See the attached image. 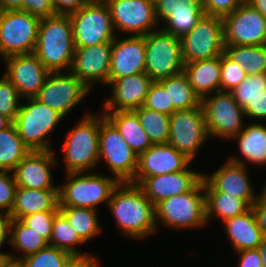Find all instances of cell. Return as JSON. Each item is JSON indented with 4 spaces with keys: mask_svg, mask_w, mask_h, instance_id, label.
<instances>
[{
    "mask_svg": "<svg viewBox=\"0 0 266 267\" xmlns=\"http://www.w3.org/2000/svg\"><path fill=\"white\" fill-rule=\"evenodd\" d=\"M108 207L120 232L129 238L144 239L158 230L155 205L137 184L119 182L111 193Z\"/></svg>",
    "mask_w": 266,
    "mask_h": 267,
    "instance_id": "6da1fadb",
    "label": "cell"
},
{
    "mask_svg": "<svg viewBox=\"0 0 266 267\" xmlns=\"http://www.w3.org/2000/svg\"><path fill=\"white\" fill-rule=\"evenodd\" d=\"M75 52L69 14L41 18L34 54L49 72L70 71Z\"/></svg>",
    "mask_w": 266,
    "mask_h": 267,
    "instance_id": "7a4b0ae2",
    "label": "cell"
},
{
    "mask_svg": "<svg viewBox=\"0 0 266 267\" xmlns=\"http://www.w3.org/2000/svg\"><path fill=\"white\" fill-rule=\"evenodd\" d=\"M155 222L174 229L207 227L203 178L188 192L161 200L155 205Z\"/></svg>",
    "mask_w": 266,
    "mask_h": 267,
    "instance_id": "3957f363",
    "label": "cell"
},
{
    "mask_svg": "<svg viewBox=\"0 0 266 267\" xmlns=\"http://www.w3.org/2000/svg\"><path fill=\"white\" fill-rule=\"evenodd\" d=\"M99 116L87 112L66 134L61 150L64 152L66 173L88 172L99 164Z\"/></svg>",
    "mask_w": 266,
    "mask_h": 267,
    "instance_id": "277c9868",
    "label": "cell"
},
{
    "mask_svg": "<svg viewBox=\"0 0 266 267\" xmlns=\"http://www.w3.org/2000/svg\"><path fill=\"white\" fill-rule=\"evenodd\" d=\"M66 176V183L58 186L59 206L97 210L100 203L108 205L113 189L119 184L115 177L97 173L71 172Z\"/></svg>",
    "mask_w": 266,
    "mask_h": 267,
    "instance_id": "5b68a950",
    "label": "cell"
},
{
    "mask_svg": "<svg viewBox=\"0 0 266 267\" xmlns=\"http://www.w3.org/2000/svg\"><path fill=\"white\" fill-rule=\"evenodd\" d=\"M25 99L14 120L19 136L30 151L54 150L47 137L64 116L35 97Z\"/></svg>",
    "mask_w": 266,
    "mask_h": 267,
    "instance_id": "8992f818",
    "label": "cell"
},
{
    "mask_svg": "<svg viewBox=\"0 0 266 267\" xmlns=\"http://www.w3.org/2000/svg\"><path fill=\"white\" fill-rule=\"evenodd\" d=\"M181 40L163 29L145 35V73L159 81L183 72Z\"/></svg>",
    "mask_w": 266,
    "mask_h": 267,
    "instance_id": "52a82bcc",
    "label": "cell"
},
{
    "mask_svg": "<svg viewBox=\"0 0 266 267\" xmlns=\"http://www.w3.org/2000/svg\"><path fill=\"white\" fill-rule=\"evenodd\" d=\"M41 18L26 11H0V55L34 53Z\"/></svg>",
    "mask_w": 266,
    "mask_h": 267,
    "instance_id": "ba28073f",
    "label": "cell"
},
{
    "mask_svg": "<svg viewBox=\"0 0 266 267\" xmlns=\"http://www.w3.org/2000/svg\"><path fill=\"white\" fill-rule=\"evenodd\" d=\"M206 128L211 138L232 139L246 126V114L231 92L218 91L201 99Z\"/></svg>",
    "mask_w": 266,
    "mask_h": 267,
    "instance_id": "9c48e42d",
    "label": "cell"
},
{
    "mask_svg": "<svg viewBox=\"0 0 266 267\" xmlns=\"http://www.w3.org/2000/svg\"><path fill=\"white\" fill-rule=\"evenodd\" d=\"M100 115L99 163H107L119 182H131L138 169V155L129 147L115 126ZM104 159V160H102Z\"/></svg>",
    "mask_w": 266,
    "mask_h": 267,
    "instance_id": "30bf717a",
    "label": "cell"
},
{
    "mask_svg": "<svg viewBox=\"0 0 266 267\" xmlns=\"http://www.w3.org/2000/svg\"><path fill=\"white\" fill-rule=\"evenodd\" d=\"M69 16L75 47L112 43L117 36L106 3H88Z\"/></svg>",
    "mask_w": 266,
    "mask_h": 267,
    "instance_id": "8fae6325",
    "label": "cell"
},
{
    "mask_svg": "<svg viewBox=\"0 0 266 267\" xmlns=\"http://www.w3.org/2000/svg\"><path fill=\"white\" fill-rule=\"evenodd\" d=\"M180 40L184 64L221 56L225 49L222 17L204 14Z\"/></svg>",
    "mask_w": 266,
    "mask_h": 267,
    "instance_id": "7c38bea8",
    "label": "cell"
},
{
    "mask_svg": "<svg viewBox=\"0 0 266 267\" xmlns=\"http://www.w3.org/2000/svg\"><path fill=\"white\" fill-rule=\"evenodd\" d=\"M210 139L202 106L176 110L170 115L168 144L191 161L207 139Z\"/></svg>",
    "mask_w": 266,
    "mask_h": 267,
    "instance_id": "4fadbf2b",
    "label": "cell"
},
{
    "mask_svg": "<svg viewBox=\"0 0 266 267\" xmlns=\"http://www.w3.org/2000/svg\"><path fill=\"white\" fill-rule=\"evenodd\" d=\"M92 90L69 72H50L35 98L66 117Z\"/></svg>",
    "mask_w": 266,
    "mask_h": 267,
    "instance_id": "5bb4252c",
    "label": "cell"
},
{
    "mask_svg": "<svg viewBox=\"0 0 266 267\" xmlns=\"http://www.w3.org/2000/svg\"><path fill=\"white\" fill-rule=\"evenodd\" d=\"M222 20L225 45H266V18L249 2Z\"/></svg>",
    "mask_w": 266,
    "mask_h": 267,
    "instance_id": "9a60e30c",
    "label": "cell"
},
{
    "mask_svg": "<svg viewBox=\"0 0 266 267\" xmlns=\"http://www.w3.org/2000/svg\"><path fill=\"white\" fill-rule=\"evenodd\" d=\"M106 4L115 31L145 36L157 30L155 27L160 25L155 14V2L152 0H108Z\"/></svg>",
    "mask_w": 266,
    "mask_h": 267,
    "instance_id": "2e32d148",
    "label": "cell"
},
{
    "mask_svg": "<svg viewBox=\"0 0 266 267\" xmlns=\"http://www.w3.org/2000/svg\"><path fill=\"white\" fill-rule=\"evenodd\" d=\"M245 162L233 155L209 176L203 174L205 192H225L244 199L252 206L260 194L254 193Z\"/></svg>",
    "mask_w": 266,
    "mask_h": 267,
    "instance_id": "e0dca14e",
    "label": "cell"
},
{
    "mask_svg": "<svg viewBox=\"0 0 266 267\" xmlns=\"http://www.w3.org/2000/svg\"><path fill=\"white\" fill-rule=\"evenodd\" d=\"M112 43L88 47H75L70 72L87 87L93 89L94 82L105 86L109 82Z\"/></svg>",
    "mask_w": 266,
    "mask_h": 267,
    "instance_id": "ac0fdd59",
    "label": "cell"
},
{
    "mask_svg": "<svg viewBox=\"0 0 266 267\" xmlns=\"http://www.w3.org/2000/svg\"><path fill=\"white\" fill-rule=\"evenodd\" d=\"M4 61L6 71L3 74L17 88L21 98L35 97L50 74L34 53L12 55Z\"/></svg>",
    "mask_w": 266,
    "mask_h": 267,
    "instance_id": "d6986e66",
    "label": "cell"
},
{
    "mask_svg": "<svg viewBox=\"0 0 266 267\" xmlns=\"http://www.w3.org/2000/svg\"><path fill=\"white\" fill-rule=\"evenodd\" d=\"M155 14L158 23L165 22V32L181 38L189 33L204 15L202 0H157Z\"/></svg>",
    "mask_w": 266,
    "mask_h": 267,
    "instance_id": "ffe728a7",
    "label": "cell"
},
{
    "mask_svg": "<svg viewBox=\"0 0 266 267\" xmlns=\"http://www.w3.org/2000/svg\"><path fill=\"white\" fill-rule=\"evenodd\" d=\"M192 161L172 145L153 144L138 157V169L131 183L139 184L146 177L185 170Z\"/></svg>",
    "mask_w": 266,
    "mask_h": 267,
    "instance_id": "44dd1931",
    "label": "cell"
},
{
    "mask_svg": "<svg viewBox=\"0 0 266 267\" xmlns=\"http://www.w3.org/2000/svg\"><path fill=\"white\" fill-rule=\"evenodd\" d=\"M55 158L53 150L30 151L12 171L17 186L41 190L58 189V186L53 185L50 170L58 165V159Z\"/></svg>",
    "mask_w": 266,
    "mask_h": 267,
    "instance_id": "7402d4cb",
    "label": "cell"
},
{
    "mask_svg": "<svg viewBox=\"0 0 266 267\" xmlns=\"http://www.w3.org/2000/svg\"><path fill=\"white\" fill-rule=\"evenodd\" d=\"M154 81L146 74H135L119 79H109L112 96L103 104V111H134L143 106Z\"/></svg>",
    "mask_w": 266,
    "mask_h": 267,
    "instance_id": "603a6c76",
    "label": "cell"
},
{
    "mask_svg": "<svg viewBox=\"0 0 266 267\" xmlns=\"http://www.w3.org/2000/svg\"><path fill=\"white\" fill-rule=\"evenodd\" d=\"M145 73V36L128 35L112 41L109 79Z\"/></svg>",
    "mask_w": 266,
    "mask_h": 267,
    "instance_id": "cb8c5ba5",
    "label": "cell"
},
{
    "mask_svg": "<svg viewBox=\"0 0 266 267\" xmlns=\"http://www.w3.org/2000/svg\"><path fill=\"white\" fill-rule=\"evenodd\" d=\"M201 172L190 169L163 175L146 177L138 186L146 197L156 205L161 200L190 191L202 178Z\"/></svg>",
    "mask_w": 266,
    "mask_h": 267,
    "instance_id": "d4e9b609",
    "label": "cell"
},
{
    "mask_svg": "<svg viewBox=\"0 0 266 267\" xmlns=\"http://www.w3.org/2000/svg\"><path fill=\"white\" fill-rule=\"evenodd\" d=\"M44 211H59L58 189H29L17 186L14 204L7 219L21 220L24 216Z\"/></svg>",
    "mask_w": 266,
    "mask_h": 267,
    "instance_id": "484cf974",
    "label": "cell"
},
{
    "mask_svg": "<svg viewBox=\"0 0 266 267\" xmlns=\"http://www.w3.org/2000/svg\"><path fill=\"white\" fill-rule=\"evenodd\" d=\"M223 225L235 253L257 249L263 240L264 236L252 208L241 215L226 219Z\"/></svg>",
    "mask_w": 266,
    "mask_h": 267,
    "instance_id": "4316f807",
    "label": "cell"
},
{
    "mask_svg": "<svg viewBox=\"0 0 266 267\" xmlns=\"http://www.w3.org/2000/svg\"><path fill=\"white\" fill-rule=\"evenodd\" d=\"M221 56L184 64L187 76L200 99L220 91Z\"/></svg>",
    "mask_w": 266,
    "mask_h": 267,
    "instance_id": "83f0119b",
    "label": "cell"
},
{
    "mask_svg": "<svg viewBox=\"0 0 266 267\" xmlns=\"http://www.w3.org/2000/svg\"><path fill=\"white\" fill-rule=\"evenodd\" d=\"M103 114L138 156L153 145L134 111H105Z\"/></svg>",
    "mask_w": 266,
    "mask_h": 267,
    "instance_id": "f1b7e54d",
    "label": "cell"
},
{
    "mask_svg": "<svg viewBox=\"0 0 266 267\" xmlns=\"http://www.w3.org/2000/svg\"><path fill=\"white\" fill-rule=\"evenodd\" d=\"M6 239L14 249L22 253L20 257H17L14 256V253L6 252L7 259L13 262H18L20 259L37 253L48 245L42 236L26 226L21 220L16 219H7Z\"/></svg>",
    "mask_w": 266,
    "mask_h": 267,
    "instance_id": "f546056e",
    "label": "cell"
},
{
    "mask_svg": "<svg viewBox=\"0 0 266 267\" xmlns=\"http://www.w3.org/2000/svg\"><path fill=\"white\" fill-rule=\"evenodd\" d=\"M157 82L168 93L169 116L176 110H187L201 105L200 97L195 93L184 72Z\"/></svg>",
    "mask_w": 266,
    "mask_h": 267,
    "instance_id": "4dcf8cb0",
    "label": "cell"
},
{
    "mask_svg": "<svg viewBox=\"0 0 266 267\" xmlns=\"http://www.w3.org/2000/svg\"><path fill=\"white\" fill-rule=\"evenodd\" d=\"M237 139L240 154L247 162L266 165V125L257 121L247 125L231 140Z\"/></svg>",
    "mask_w": 266,
    "mask_h": 267,
    "instance_id": "1f68e13d",
    "label": "cell"
},
{
    "mask_svg": "<svg viewBox=\"0 0 266 267\" xmlns=\"http://www.w3.org/2000/svg\"><path fill=\"white\" fill-rule=\"evenodd\" d=\"M207 223L211 217H220L222 222L247 212L251 206L244 200L225 192H205Z\"/></svg>",
    "mask_w": 266,
    "mask_h": 267,
    "instance_id": "d6a6232c",
    "label": "cell"
},
{
    "mask_svg": "<svg viewBox=\"0 0 266 267\" xmlns=\"http://www.w3.org/2000/svg\"><path fill=\"white\" fill-rule=\"evenodd\" d=\"M224 53L247 72H266V45H225Z\"/></svg>",
    "mask_w": 266,
    "mask_h": 267,
    "instance_id": "836d02e7",
    "label": "cell"
},
{
    "mask_svg": "<svg viewBox=\"0 0 266 267\" xmlns=\"http://www.w3.org/2000/svg\"><path fill=\"white\" fill-rule=\"evenodd\" d=\"M59 211L85 243L91 238H95L102 231L97 210L84 207L59 206Z\"/></svg>",
    "mask_w": 266,
    "mask_h": 267,
    "instance_id": "e575fe53",
    "label": "cell"
},
{
    "mask_svg": "<svg viewBox=\"0 0 266 267\" xmlns=\"http://www.w3.org/2000/svg\"><path fill=\"white\" fill-rule=\"evenodd\" d=\"M29 152L14 124L0 130V171L12 172Z\"/></svg>",
    "mask_w": 266,
    "mask_h": 267,
    "instance_id": "d590c367",
    "label": "cell"
},
{
    "mask_svg": "<svg viewBox=\"0 0 266 267\" xmlns=\"http://www.w3.org/2000/svg\"><path fill=\"white\" fill-rule=\"evenodd\" d=\"M141 127L152 144H166L169 140L170 116L148 109L144 106L134 110Z\"/></svg>",
    "mask_w": 266,
    "mask_h": 267,
    "instance_id": "8d00e7d4",
    "label": "cell"
},
{
    "mask_svg": "<svg viewBox=\"0 0 266 267\" xmlns=\"http://www.w3.org/2000/svg\"><path fill=\"white\" fill-rule=\"evenodd\" d=\"M83 243L85 244V242L78 236L77 231L74 230L65 216L59 211L55 215L51 239L48 244L67 251L72 255H86V252L82 253L80 252V249H76L78 245Z\"/></svg>",
    "mask_w": 266,
    "mask_h": 267,
    "instance_id": "74e56055",
    "label": "cell"
},
{
    "mask_svg": "<svg viewBox=\"0 0 266 267\" xmlns=\"http://www.w3.org/2000/svg\"><path fill=\"white\" fill-rule=\"evenodd\" d=\"M72 256L71 253L48 244L42 250L20 259L17 263L20 267H64Z\"/></svg>",
    "mask_w": 266,
    "mask_h": 267,
    "instance_id": "f35d334b",
    "label": "cell"
},
{
    "mask_svg": "<svg viewBox=\"0 0 266 267\" xmlns=\"http://www.w3.org/2000/svg\"><path fill=\"white\" fill-rule=\"evenodd\" d=\"M266 90V72L247 76L230 92L234 100L245 110L252 101Z\"/></svg>",
    "mask_w": 266,
    "mask_h": 267,
    "instance_id": "ab89813d",
    "label": "cell"
},
{
    "mask_svg": "<svg viewBox=\"0 0 266 267\" xmlns=\"http://www.w3.org/2000/svg\"><path fill=\"white\" fill-rule=\"evenodd\" d=\"M20 99L17 88L3 74L0 77V114L14 122L20 108Z\"/></svg>",
    "mask_w": 266,
    "mask_h": 267,
    "instance_id": "60d3db41",
    "label": "cell"
},
{
    "mask_svg": "<svg viewBox=\"0 0 266 267\" xmlns=\"http://www.w3.org/2000/svg\"><path fill=\"white\" fill-rule=\"evenodd\" d=\"M247 77V72L225 53L221 55L220 91L230 92Z\"/></svg>",
    "mask_w": 266,
    "mask_h": 267,
    "instance_id": "b9f144b4",
    "label": "cell"
},
{
    "mask_svg": "<svg viewBox=\"0 0 266 267\" xmlns=\"http://www.w3.org/2000/svg\"><path fill=\"white\" fill-rule=\"evenodd\" d=\"M59 211H44L24 216L21 221L42 236L48 243L51 239L55 215Z\"/></svg>",
    "mask_w": 266,
    "mask_h": 267,
    "instance_id": "7bdbcfd3",
    "label": "cell"
},
{
    "mask_svg": "<svg viewBox=\"0 0 266 267\" xmlns=\"http://www.w3.org/2000/svg\"><path fill=\"white\" fill-rule=\"evenodd\" d=\"M11 173V174H10ZM16 181L11 171H0V216L7 218L14 204Z\"/></svg>",
    "mask_w": 266,
    "mask_h": 267,
    "instance_id": "ee69618b",
    "label": "cell"
},
{
    "mask_svg": "<svg viewBox=\"0 0 266 267\" xmlns=\"http://www.w3.org/2000/svg\"><path fill=\"white\" fill-rule=\"evenodd\" d=\"M143 106L169 116L168 93L157 81L151 84Z\"/></svg>",
    "mask_w": 266,
    "mask_h": 267,
    "instance_id": "f6af8a7d",
    "label": "cell"
},
{
    "mask_svg": "<svg viewBox=\"0 0 266 267\" xmlns=\"http://www.w3.org/2000/svg\"><path fill=\"white\" fill-rule=\"evenodd\" d=\"M244 2L245 0H202V7L205 15L223 17L232 13Z\"/></svg>",
    "mask_w": 266,
    "mask_h": 267,
    "instance_id": "bcb514c9",
    "label": "cell"
},
{
    "mask_svg": "<svg viewBox=\"0 0 266 267\" xmlns=\"http://www.w3.org/2000/svg\"><path fill=\"white\" fill-rule=\"evenodd\" d=\"M39 18L49 17L55 14L53 0H25L20 9Z\"/></svg>",
    "mask_w": 266,
    "mask_h": 267,
    "instance_id": "7dc6e473",
    "label": "cell"
},
{
    "mask_svg": "<svg viewBox=\"0 0 266 267\" xmlns=\"http://www.w3.org/2000/svg\"><path fill=\"white\" fill-rule=\"evenodd\" d=\"M251 208L254 211L258 226L261 229L263 236L266 237V184Z\"/></svg>",
    "mask_w": 266,
    "mask_h": 267,
    "instance_id": "c3c4849f",
    "label": "cell"
},
{
    "mask_svg": "<svg viewBox=\"0 0 266 267\" xmlns=\"http://www.w3.org/2000/svg\"><path fill=\"white\" fill-rule=\"evenodd\" d=\"M247 118L266 119V90L244 110Z\"/></svg>",
    "mask_w": 266,
    "mask_h": 267,
    "instance_id": "681fc988",
    "label": "cell"
},
{
    "mask_svg": "<svg viewBox=\"0 0 266 267\" xmlns=\"http://www.w3.org/2000/svg\"><path fill=\"white\" fill-rule=\"evenodd\" d=\"M236 253L240 255L237 267H262V258L258 248L241 250Z\"/></svg>",
    "mask_w": 266,
    "mask_h": 267,
    "instance_id": "f907efd6",
    "label": "cell"
},
{
    "mask_svg": "<svg viewBox=\"0 0 266 267\" xmlns=\"http://www.w3.org/2000/svg\"><path fill=\"white\" fill-rule=\"evenodd\" d=\"M87 4L86 0H53L55 14H70Z\"/></svg>",
    "mask_w": 266,
    "mask_h": 267,
    "instance_id": "816d5d0a",
    "label": "cell"
},
{
    "mask_svg": "<svg viewBox=\"0 0 266 267\" xmlns=\"http://www.w3.org/2000/svg\"><path fill=\"white\" fill-rule=\"evenodd\" d=\"M92 254L73 255L64 265V267H99L98 259Z\"/></svg>",
    "mask_w": 266,
    "mask_h": 267,
    "instance_id": "f5cc1de1",
    "label": "cell"
},
{
    "mask_svg": "<svg viewBox=\"0 0 266 267\" xmlns=\"http://www.w3.org/2000/svg\"><path fill=\"white\" fill-rule=\"evenodd\" d=\"M25 0H0V11L21 9Z\"/></svg>",
    "mask_w": 266,
    "mask_h": 267,
    "instance_id": "db71d44e",
    "label": "cell"
},
{
    "mask_svg": "<svg viewBox=\"0 0 266 267\" xmlns=\"http://www.w3.org/2000/svg\"><path fill=\"white\" fill-rule=\"evenodd\" d=\"M247 2L266 18V0H247Z\"/></svg>",
    "mask_w": 266,
    "mask_h": 267,
    "instance_id": "11a10c76",
    "label": "cell"
},
{
    "mask_svg": "<svg viewBox=\"0 0 266 267\" xmlns=\"http://www.w3.org/2000/svg\"><path fill=\"white\" fill-rule=\"evenodd\" d=\"M6 221L7 218L0 216V248L6 243Z\"/></svg>",
    "mask_w": 266,
    "mask_h": 267,
    "instance_id": "9f6ffc18",
    "label": "cell"
},
{
    "mask_svg": "<svg viewBox=\"0 0 266 267\" xmlns=\"http://www.w3.org/2000/svg\"><path fill=\"white\" fill-rule=\"evenodd\" d=\"M258 250L262 258V267H266V237H263V240L259 245Z\"/></svg>",
    "mask_w": 266,
    "mask_h": 267,
    "instance_id": "6f0895ef",
    "label": "cell"
},
{
    "mask_svg": "<svg viewBox=\"0 0 266 267\" xmlns=\"http://www.w3.org/2000/svg\"><path fill=\"white\" fill-rule=\"evenodd\" d=\"M13 124L14 122L9 117L0 114V130L7 129Z\"/></svg>",
    "mask_w": 266,
    "mask_h": 267,
    "instance_id": "680465c9",
    "label": "cell"
},
{
    "mask_svg": "<svg viewBox=\"0 0 266 267\" xmlns=\"http://www.w3.org/2000/svg\"><path fill=\"white\" fill-rule=\"evenodd\" d=\"M7 260L8 259H7L6 252L4 253L0 251V267H2Z\"/></svg>",
    "mask_w": 266,
    "mask_h": 267,
    "instance_id": "91938a15",
    "label": "cell"
},
{
    "mask_svg": "<svg viewBox=\"0 0 266 267\" xmlns=\"http://www.w3.org/2000/svg\"><path fill=\"white\" fill-rule=\"evenodd\" d=\"M2 267H20L17 262L7 260Z\"/></svg>",
    "mask_w": 266,
    "mask_h": 267,
    "instance_id": "94428289",
    "label": "cell"
},
{
    "mask_svg": "<svg viewBox=\"0 0 266 267\" xmlns=\"http://www.w3.org/2000/svg\"><path fill=\"white\" fill-rule=\"evenodd\" d=\"M108 0H86L87 3H106Z\"/></svg>",
    "mask_w": 266,
    "mask_h": 267,
    "instance_id": "6125c7cd",
    "label": "cell"
}]
</instances>
